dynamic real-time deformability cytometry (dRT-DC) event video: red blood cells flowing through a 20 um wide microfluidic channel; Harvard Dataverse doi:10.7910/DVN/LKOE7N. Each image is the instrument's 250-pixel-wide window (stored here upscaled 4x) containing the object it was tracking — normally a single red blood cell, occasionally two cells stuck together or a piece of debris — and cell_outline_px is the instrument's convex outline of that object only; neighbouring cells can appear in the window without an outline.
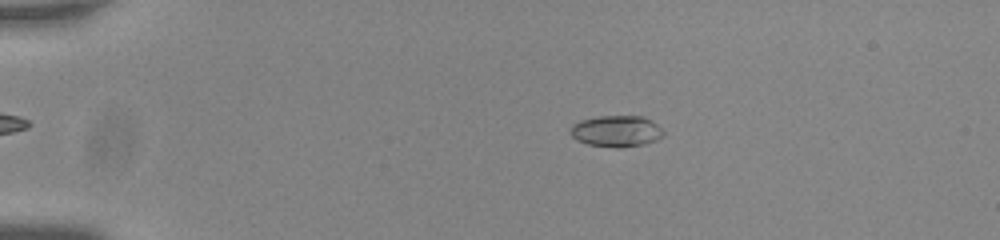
{"species": "common noctule bat (a hibernating species)", "species_latin": "Nyctalus noctula", "temperature_condition": "room temperature", "stored_images_in_passage": 56, "camera_frame_rate_fps": 3000, "um_per_image_px": 0.085, "animal": {"sex": "male", "body_mass_g": 20.0, "forearm_length_mm": 53.3}, "frame": {"image": 1, "passage_image": 12, "time_ms": 3.667, "image_size_px": [1000, 240], "cell_outline_px": [[664, 136], [656, 140], [644, 144], [620, 148], [616, 148], [588, 144], [576, 140], [572, 136], [572, 124], [580, 120], [600, 116], [640, 116], [652, 120], [664, 132]], "centroid_in_image_um": [52.41, 11.15], "position_along_channel_um": 32.6, "area_um2": 16.94}}
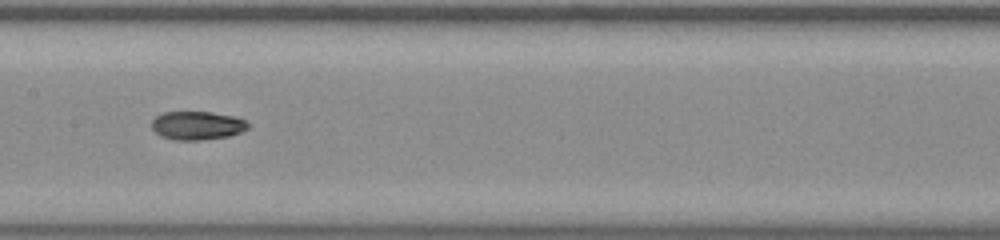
{"frame": {"image": 2, "passage_image": 30, "time_ms": 9.667, "image_size_px": [1000, 240], "cell_outline_px": [[248, 128], [240, 132], [228, 136], [200, 140], [172, 140], [160, 136], [152, 128], [152, 120], [156, 116], [164, 112], [212, 112], [236, 116], [244, 120], [248, 124]], "centroid_in_image_um": [16.74, 10.66], "position_along_channel_um": 190.7, "area_um2": 16.01}}
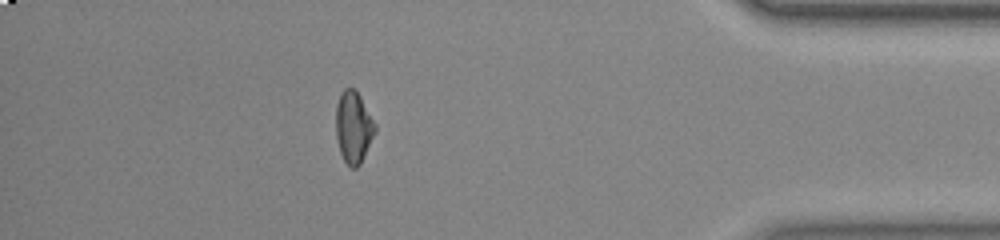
{"frame": {"image": 3, "passage_image": 50, "time_ms": 16.333, "image_size_px": [1000, 240], "cell_outline_px": [[376, 132], [360, 164], [356, 168], [352, 168], [344, 160], [340, 152], [336, 136], [336, 104], [340, 92], [344, 88], [356, 88], [376, 124]], "centroid_in_image_um": [30.05, 10.77], "position_along_channel_um": 405.2, "area_um2": 16.53}, "authors_computed_cell_mechanics": {"area_um2": 16.5597, "velocity_mm_per_s": 3.7595, "shape_relaxation_time_tau1_ms": 4.1363, "shape_relaxation_time_tau2_ms": 5.6163, "deformation_change_tau1": 0.1535, "deformation_change_tau2": 0.052}}